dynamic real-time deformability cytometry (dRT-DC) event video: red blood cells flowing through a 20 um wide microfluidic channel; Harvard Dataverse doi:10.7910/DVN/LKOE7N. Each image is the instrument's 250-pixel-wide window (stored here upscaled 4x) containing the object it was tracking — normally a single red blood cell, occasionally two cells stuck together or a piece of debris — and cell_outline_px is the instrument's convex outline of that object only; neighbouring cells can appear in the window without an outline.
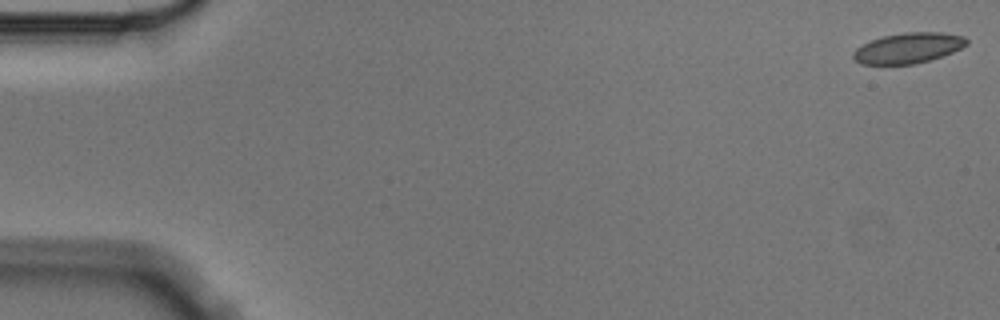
{"species": "Egyptian fruit bat (a non-hibernating species)", "species_latin": "Rousettus aegyptiacus", "temperature_condition": "cold", "stored_images_in_passage": 5, "camera_frame_rate_fps": 3000, "um_per_image_px": 0.085, "animal": {"sex": "male"}, "frame": {"image": 1, "passage_image": 1, "time_ms": 0.0, "image_size_px": [1000, 320], "cell_outline_px": [[968, 44], [952, 52], [916, 64], [860, 64], [852, 56], [852, 52], [856, 48], [872, 40], [884, 36], [904, 32], [940, 32], [964, 36], [968, 40]], "centroid_in_image_um": [77.19, 4.08], "position_along_channel_um": 7.8, "area_um2": 19.94}}
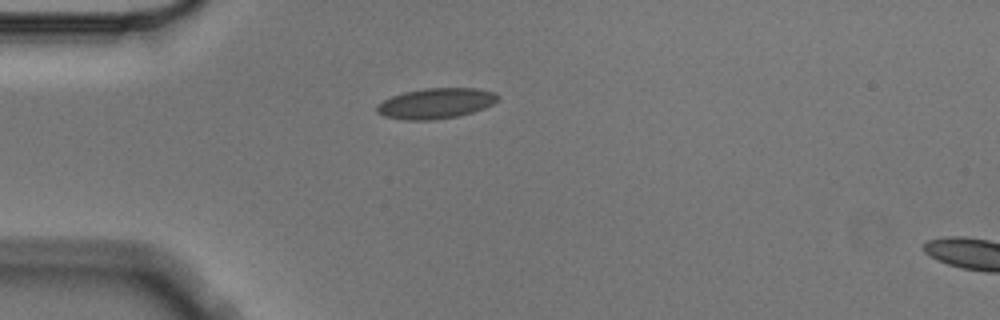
{"frame": {"image": 2, "passage_image": 5, "time_ms": 1.333, "image_size_px": [1000, 320], "cell_outline_px": [[500, 96], [492, 104], [484, 108], [472, 112], [456, 116], [432, 120], [404, 120], [384, 116], [376, 112], [376, 104], [392, 96], [404, 92], [424, 88], [476, 88], [496, 92]], "centroid_in_image_um": [37.03, 8.78], "position_along_channel_um": 48.0, "area_um2": 21.5}}